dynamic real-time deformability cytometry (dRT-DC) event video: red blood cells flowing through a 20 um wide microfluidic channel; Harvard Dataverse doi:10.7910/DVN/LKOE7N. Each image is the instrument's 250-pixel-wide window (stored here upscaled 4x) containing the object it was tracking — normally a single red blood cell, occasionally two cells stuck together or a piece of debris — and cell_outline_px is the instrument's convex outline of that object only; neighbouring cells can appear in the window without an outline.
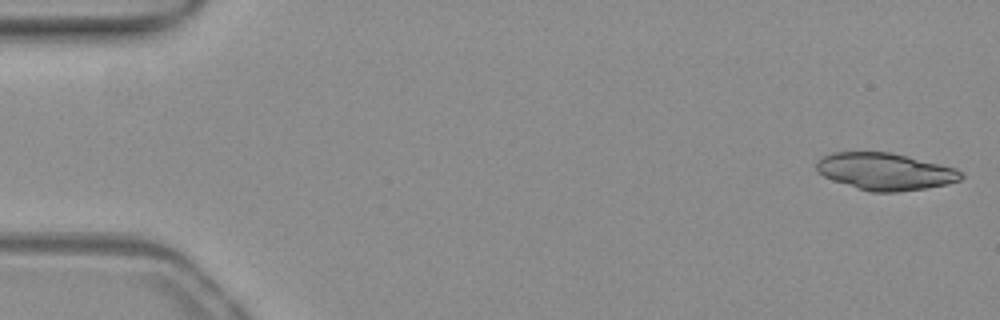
{"species": "common noctule bat (a hibernating species)", "species_latin": "Nyctalus noctula", "temperature_condition": "warm", "stored_images_in_passage": 15, "camera_frame_rate_fps": 3000, "um_per_image_px": 0.085, "animal": {"sex": "female", "body_mass_g": 19.3, "forearm_length_mm": 54.1}, "frame": {"image": 1, "passage_image": 1, "time_ms": 0.0, "image_size_px": [1000, 320], "cell_outline_px": [[964, 176], [960, 180], [948, 184], [924, 188], [896, 192], [868, 192], [832, 180], [816, 172], [816, 164], [824, 156], [832, 152], [892, 152], [956, 168]], "centroid_in_image_um": [75.23, 14.58], "position_along_channel_um": 9.8, "area_um2": 31.21}}